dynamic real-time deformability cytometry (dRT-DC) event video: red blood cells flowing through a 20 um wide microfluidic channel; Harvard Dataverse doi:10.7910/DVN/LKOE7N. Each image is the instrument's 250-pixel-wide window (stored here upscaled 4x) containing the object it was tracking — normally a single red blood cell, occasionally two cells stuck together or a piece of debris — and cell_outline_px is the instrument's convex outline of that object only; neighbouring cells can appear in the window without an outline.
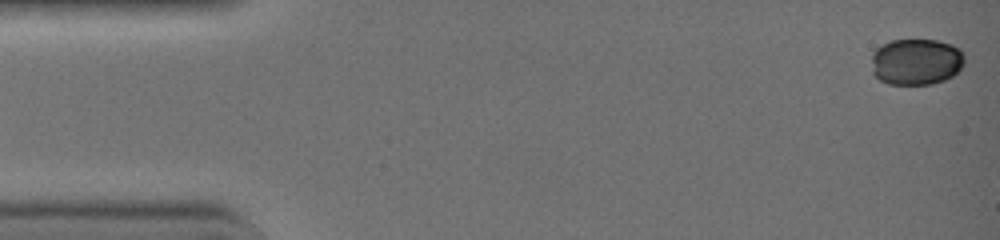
{"species": "common noctule bat (a hibernating species)", "species_latin": "Nyctalus noctula", "temperature_condition": "warm", "stored_images_in_passage": 9, "camera_frame_rate_fps": 3000, "um_per_image_px": 0.085, "animal": {"sex": "female", "body_mass_g": 19.0, "forearm_length_mm": 51.5}, "frame": {"image": 1, "passage_image": 1, "time_ms": 0.0, "image_size_px": [1000, 240], "cell_outline_px": [[964, 64], [952, 76], [944, 80], [928, 84], [888, 84], [880, 80], [872, 72], [872, 52], [876, 48], [892, 40], [936, 40], [952, 44], [960, 48], [964, 52]], "centroid_in_image_um": [77.88, 5.24], "position_along_channel_um": 7.1, "area_um2": 25.26}}